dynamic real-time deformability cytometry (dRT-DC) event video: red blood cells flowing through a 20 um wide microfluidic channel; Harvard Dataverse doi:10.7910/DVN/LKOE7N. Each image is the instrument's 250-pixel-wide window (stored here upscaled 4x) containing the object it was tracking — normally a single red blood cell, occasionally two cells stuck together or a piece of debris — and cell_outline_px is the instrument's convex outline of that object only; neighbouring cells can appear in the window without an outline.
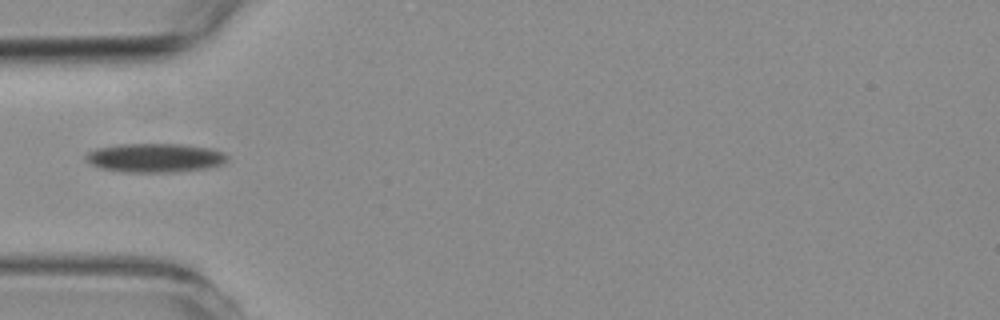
{"species": "common noctule bat (a hibernating species)", "species_latin": "Nyctalus noctula", "temperature_condition": "room temperature", "stored_images_in_passage": 42, "camera_frame_rate_fps": 3000, "um_per_image_px": 0.085, "animal": {"sex": "female", "body_mass_g": 19.3, "forearm_length_mm": 54.1}, "frame": {"image": 1, "passage_image": 1, "time_ms": 0.0, "image_size_px": [1000, 320], "cell_outline_px": [[228, 160], [224, 164], [208, 168], [176, 172], [124, 172], [100, 168], [84, 160], [84, 156], [88, 152], [96, 148], [120, 144], [184, 144], [212, 148], [228, 156]], "centroid_in_image_um": [13.18, 13.41], "position_along_channel_um": 71.8, "area_um2": 24.1}}
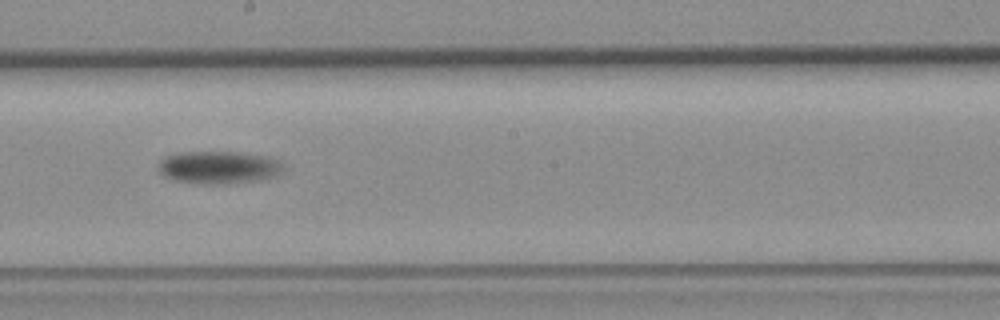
{"frame": {"image": 2, "passage_image": 15, "time_ms": 4.667, "image_size_px": [1000, 320], "cell_outline_px": [[284, 168], [276, 176], [260, 180], [228, 184], [200, 184], [176, 180], [164, 176], [160, 172], [160, 160], [164, 156], [180, 152], [240, 152], [264, 156], [276, 160]], "centroid_in_image_um": [18.57, 14.23], "position_along_channel_um": 229.6, "area_um2": 23.7}}
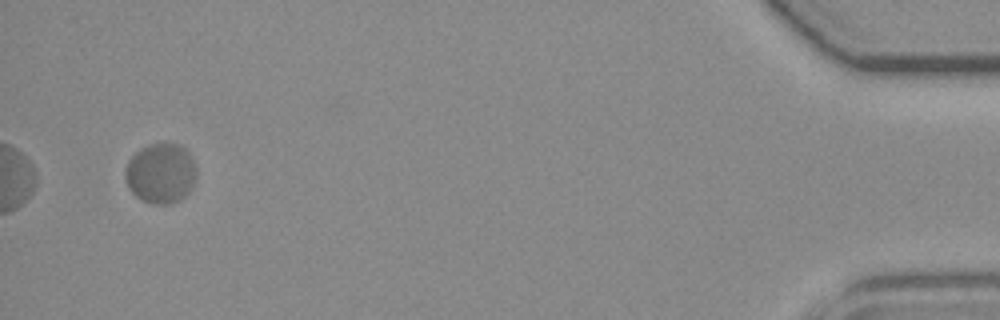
{"frame": {"image": 3, "passage_image": 40, "time_ms": 13.0, "image_size_px": [1000, 320], "cell_outline_px": [[196, 176], [192, 188], [180, 200], [172, 204], [156, 204], [140, 200], [128, 188], [124, 176], [124, 168], [128, 160], [140, 148], [148, 144], [180, 144], [188, 152], [196, 168]], "centroid_in_image_um": [13.64, 14.74], "position_along_channel_um": 421.6, "area_um2": 25.14}}